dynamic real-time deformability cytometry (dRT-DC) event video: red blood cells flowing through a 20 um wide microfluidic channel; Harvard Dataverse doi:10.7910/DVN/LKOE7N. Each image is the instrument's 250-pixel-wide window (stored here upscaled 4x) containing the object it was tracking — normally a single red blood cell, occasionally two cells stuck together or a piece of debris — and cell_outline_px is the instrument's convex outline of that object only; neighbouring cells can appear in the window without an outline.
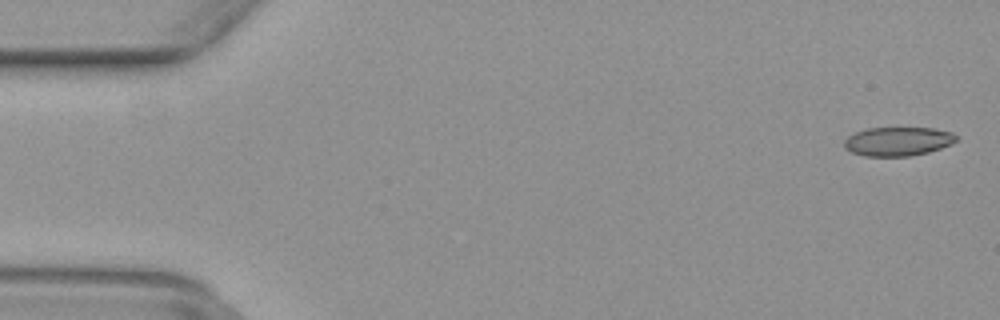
{"species": "common noctule bat (a hibernating species)", "species_latin": "Nyctalus noctula", "temperature_condition": "warm", "stored_images_in_passage": 50, "camera_frame_rate_fps": 3000, "um_per_image_px": 0.085, "animal": {"sex": "female", "body_mass_g": 29.2, "forearm_length_mm": 56.3}, "frame": {"image": 1, "passage_image": 2, "time_ms": 0.333, "image_size_px": [1000, 320], "cell_outline_px": [[956, 140], [952, 144], [928, 152], [908, 156], [864, 156], [852, 152], [844, 148], [844, 140], [848, 136], [864, 128], [932, 128], [952, 132], [956, 136]], "centroid_in_image_um": [76.29, 12.01], "position_along_channel_um": 8.7, "area_um2": 18.84}}
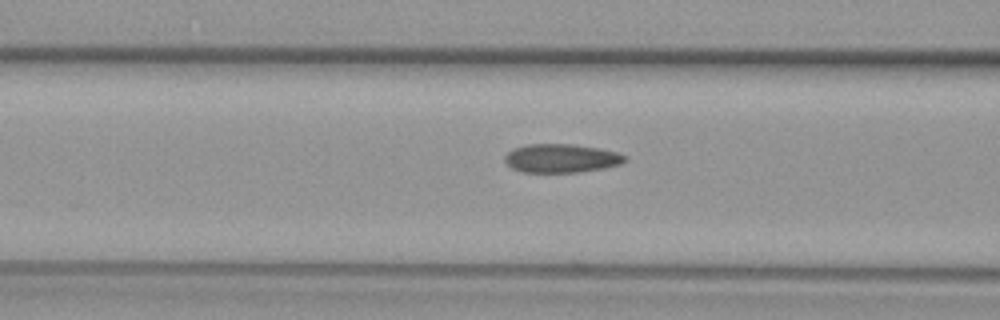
{"frame": {"image": 2, "passage_image": 20, "time_ms": 6.333, "image_size_px": [1000, 320], "cell_outline_px": [[628, 160], [620, 164], [604, 168], [580, 172], [520, 172], [512, 168], [504, 160], [504, 156], [512, 148], [528, 144], [572, 144], [600, 148], [616, 152], [628, 156]], "centroid_in_image_um": [47.72, 13.45], "position_along_channel_um": 118.9, "area_um2": 20.23}}
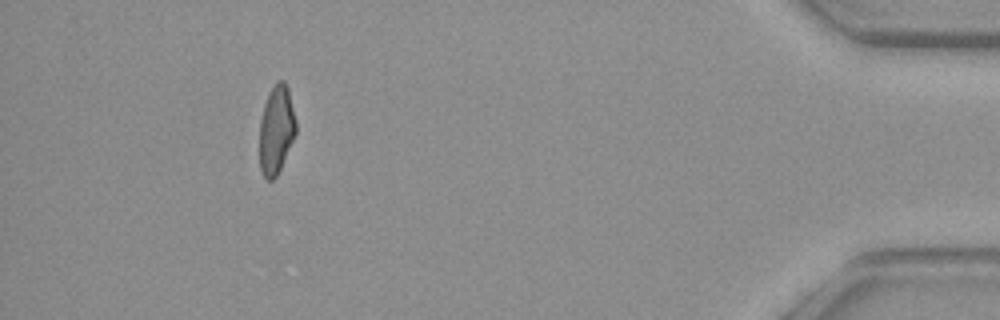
{"frame": {"image": 3, "passage_image": 46, "time_ms": 15.0, "image_size_px": [1000, 320], "cell_outline_px": [[296, 132], [280, 168], [276, 176], [272, 180], [268, 180], [264, 176], [260, 168], [260, 120], [264, 104], [268, 92], [276, 80], [284, 80], [288, 88], [296, 120]], "centroid_in_image_um": [23.48, 10.97], "position_along_channel_um": 411.7, "area_um2": 18.67}}